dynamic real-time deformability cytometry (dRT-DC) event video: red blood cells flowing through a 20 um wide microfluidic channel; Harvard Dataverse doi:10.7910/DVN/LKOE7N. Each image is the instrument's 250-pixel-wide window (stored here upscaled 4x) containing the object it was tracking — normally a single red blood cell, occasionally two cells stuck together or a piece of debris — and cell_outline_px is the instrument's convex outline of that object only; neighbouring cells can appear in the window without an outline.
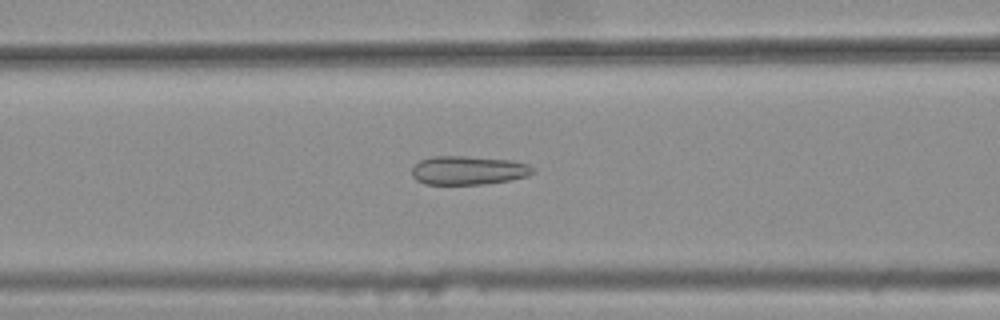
{"species": "common noctule bat (a hibernating species)", "species_latin": "Nyctalus noctula", "temperature_condition": "warm", "stored_images_in_passage": 46, "camera_frame_rate_fps": 3000, "um_per_image_px": 0.085, "animal": {"sex": "female", "body_mass_g": 25.1}, "frame": {"image": 1, "passage_image": 21, "time_ms": 6.667, "image_size_px": [1000, 320], "cell_outline_px": [[536, 172], [528, 176], [508, 180], [484, 184], [424, 184], [416, 180], [412, 176], [412, 168], [420, 160], [432, 156], [464, 156], [512, 160], [528, 164], [536, 168]], "centroid_in_image_um": [39.83, 14.47], "position_along_channel_um": 126.8, "area_um2": 20.4}}
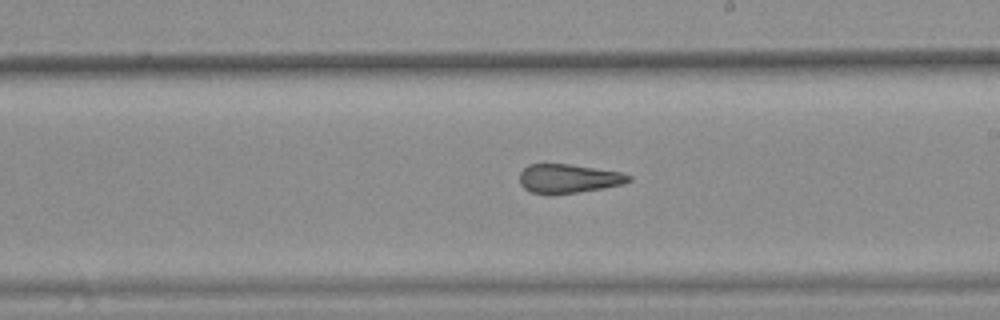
{"frame": {"image": 2, "passage_image": 30, "time_ms": 9.667, "image_size_px": [1000, 320], "cell_outline_px": [[632, 180], [624, 184], [604, 188], [552, 196], [532, 192], [524, 188], [520, 184], [520, 172], [528, 164], [568, 164], [620, 172], [632, 176]], "centroid_in_image_um": [48.31, 15.2], "position_along_channel_um": 240.7, "area_um2": 18.61}}
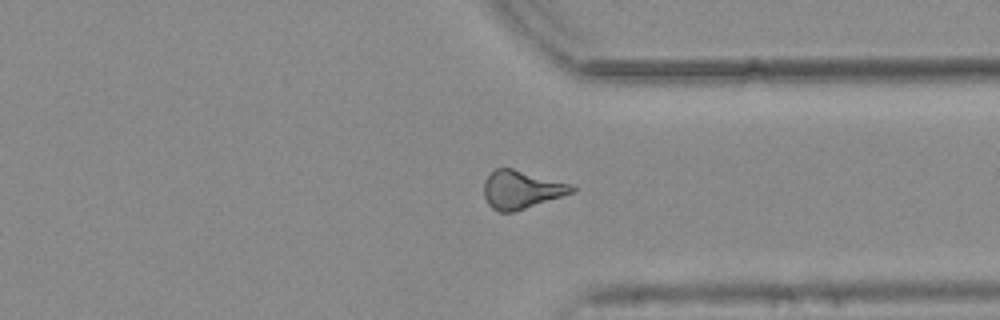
{"frame": {"image": 3, "passage_image": 40, "time_ms": 13.0, "image_size_px": [1000, 320], "cell_outline_px": [[576, 192], [512, 212], [500, 212], [492, 208], [488, 204], [484, 196], [484, 180], [496, 168], [512, 168], [572, 184], [576, 188]], "centroid_in_image_um": [44.33, 16.11], "position_along_channel_um": 367.1, "area_um2": 19.48}}